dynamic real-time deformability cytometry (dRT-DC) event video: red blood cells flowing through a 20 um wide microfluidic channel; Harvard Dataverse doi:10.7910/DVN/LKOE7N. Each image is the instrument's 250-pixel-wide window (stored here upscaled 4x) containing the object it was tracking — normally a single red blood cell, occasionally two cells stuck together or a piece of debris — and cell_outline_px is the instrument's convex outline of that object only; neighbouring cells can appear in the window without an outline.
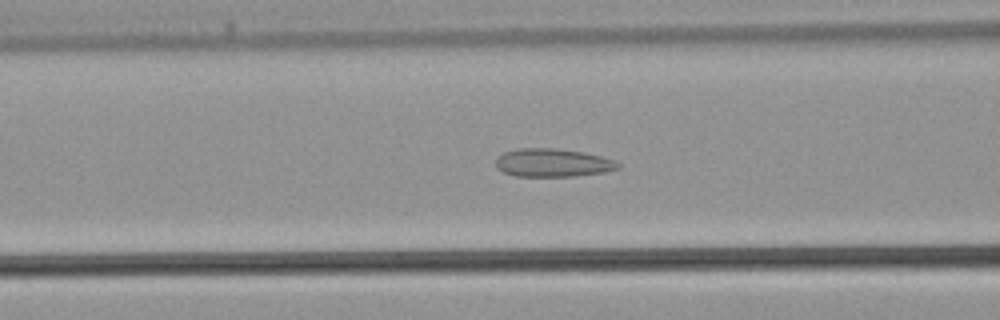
{"species": "common noctule bat (a hibernating species)", "species_latin": "Nyctalus noctula", "temperature_condition": "warm", "stored_images_in_passage": 42, "camera_frame_rate_fps": 3000, "um_per_image_px": 0.085, "animal": {"sex": "male", "body_mass_g": 21.5, "forearm_length_mm": 52.0}, "frame": {"image": 1, "passage_image": 16, "time_ms": 5.0, "image_size_px": [1000, 320], "cell_outline_px": [[620, 168], [604, 172], [576, 176], [516, 176], [504, 172], [496, 168], [496, 156], [504, 152], [516, 148], [556, 148], [584, 152], [600, 156], [612, 160], [620, 164]], "centroid_in_image_um": [46.95, 13.83], "position_along_channel_um": 119.7, "area_um2": 20.17}}
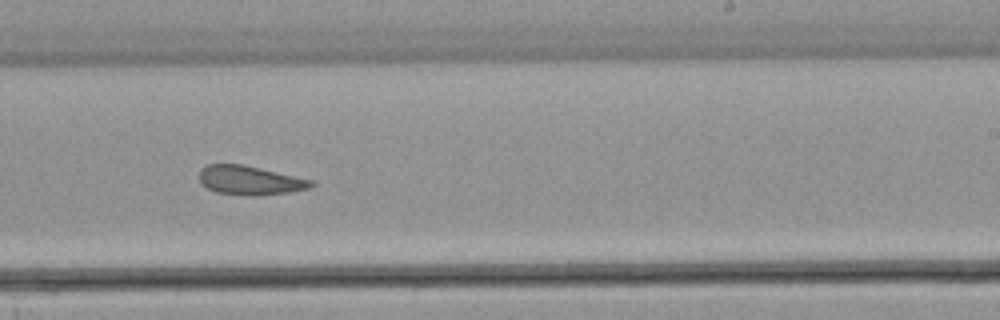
{"frame": {"image": 2, "passage_image": 25, "time_ms": 8.0, "image_size_px": [1000, 320], "cell_outline_px": [[316, 184], [312, 188], [288, 192], [256, 196], [248, 196], [216, 192], [200, 184], [200, 168], [208, 164], [240, 164], [312, 180]], "centroid_in_image_um": [21.23, 15.34], "position_along_channel_um": 267.8, "area_um2": 18.84}}
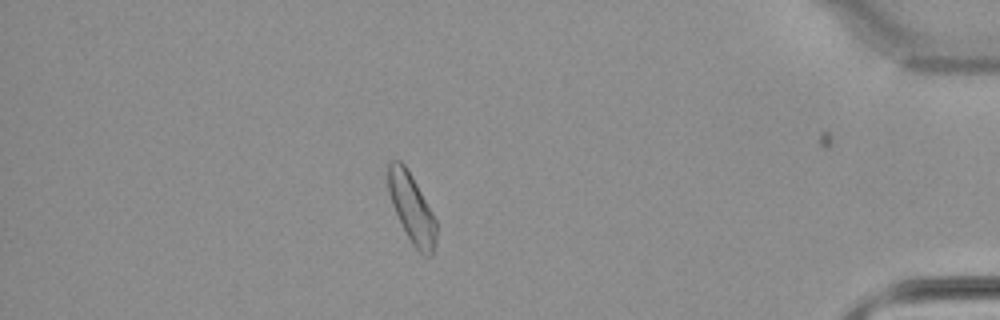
{"frame": {"image": 3, "passage_image": 36, "time_ms": 11.667, "image_size_px": [1000, 320], "cell_outline_px": [[436, 244], [432, 256], [424, 256], [412, 244], [392, 204], [388, 192], [388, 164], [392, 160], [400, 160], [404, 164], [416, 184], [432, 212], [436, 220]], "centroid_in_image_um": [35.01, 17.72], "position_along_channel_um": 400.2, "area_um2": 18.96}}